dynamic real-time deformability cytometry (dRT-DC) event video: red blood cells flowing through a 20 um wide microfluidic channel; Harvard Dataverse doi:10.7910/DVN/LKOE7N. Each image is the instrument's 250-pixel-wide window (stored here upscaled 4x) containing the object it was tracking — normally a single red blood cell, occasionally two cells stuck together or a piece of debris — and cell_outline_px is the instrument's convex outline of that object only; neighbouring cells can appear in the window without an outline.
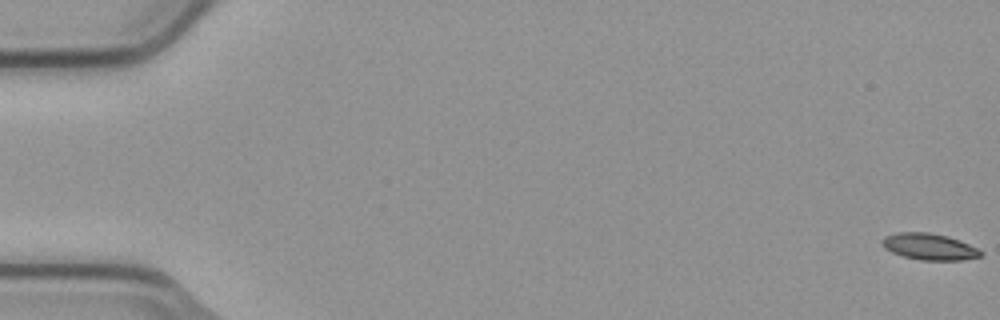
{"species": "common noctule bat (a hibernating species)", "species_latin": "Nyctalus noctula", "temperature_condition": "cold", "stored_images_in_passage": 14, "camera_frame_rate_fps": 3000, "um_per_image_px": 0.085, "animal": {"sex": "male", "body_mass_g": 23.1, "forearm_length_mm": 52.7}, "frame": {"image": 1, "passage_image": 1, "time_ms": 0.0, "image_size_px": [1000, 320], "cell_outline_px": [[984, 252], [980, 256], [960, 260], [920, 260], [904, 256], [892, 252], [884, 248], [880, 244], [880, 240], [884, 236], [896, 232], [928, 232], [948, 236], [960, 240]], "centroid_in_image_um": [78.94, 20.95], "position_along_channel_um": 6.1, "area_um2": 15.26}}